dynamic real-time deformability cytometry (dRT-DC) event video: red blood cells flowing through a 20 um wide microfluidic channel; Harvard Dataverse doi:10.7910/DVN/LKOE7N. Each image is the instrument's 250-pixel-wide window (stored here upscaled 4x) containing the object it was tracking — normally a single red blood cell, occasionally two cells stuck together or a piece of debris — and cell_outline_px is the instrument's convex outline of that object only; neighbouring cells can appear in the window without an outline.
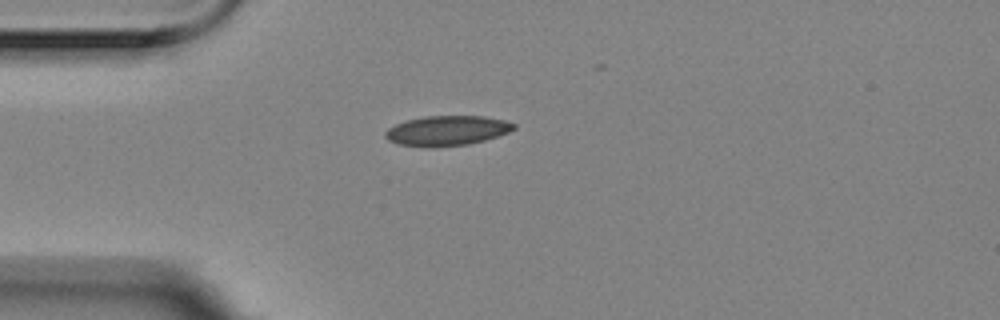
{"species": "Egyptian fruit bat (a non-hibernating species)", "species_latin": "Rousettus aegyptiacus", "temperature_condition": "room temperature", "stored_images_in_passage": 11, "camera_frame_rate_fps": 3000, "um_per_image_px": 0.085, "animal": {"sex": "female"}, "frame": {"image": 1, "passage_image": 1, "time_ms": 0.0, "image_size_px": [1000, 320], "cell_outline_px": [[516, 128], [508, 132], [484, 140], [468, 144], [432, 148], [424, 148], [396, 144], [388, 140], [384, 136], [384, 132], [388, 128], [396, 124], [408, 120], [424, 116], [484, 116], [504, 120], [516, 124]], "centroid_in_image_um": [37.95, 11.12], "position_along_channel_um": 47.1, "area_um2": 22.6}}
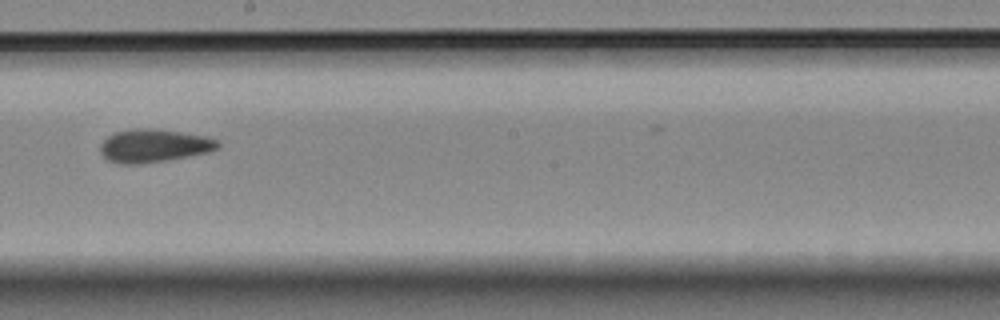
{"frame": {"image": 2, "passage_image": 6, "time_ms": 1.667, "image_size_px": [1000, 320], "cell_outline_px": [[220, 144], [216, 148], [208, 152], [168, 160], [140, 164], [116, 164], [108, 160], [100, 152], [100, 144], [108, 136], [116, 132], [136, 128], [152, 128], [180, 132], [204, 136], [216, 140]], "centroid_in_image_um": [13.03, 12.39], "position_along_channel_um": 235.2, "area_um2": 22.54}}
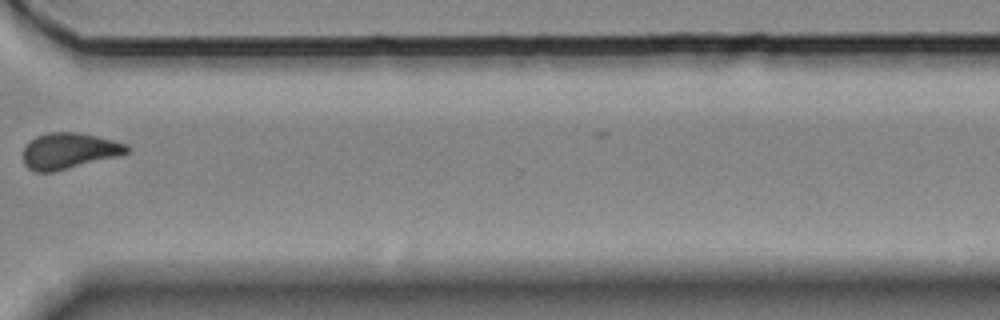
{"frame": {"image": 3, "passage_image": 9, "time_ms": 2.667, "image_size_px": [1000, 320], "cell_outline_px": [[128, 152], [120, 156], [52, 172], [32, 172], [24, 164], [24, 148], [36, 136], [44, 132], [76, 132], [96, 136], [128, 144]], "centroid_in_image_um": [5.86, 12.83], "position_along_channel_um": 364.7, "area_um2": 21.73}}